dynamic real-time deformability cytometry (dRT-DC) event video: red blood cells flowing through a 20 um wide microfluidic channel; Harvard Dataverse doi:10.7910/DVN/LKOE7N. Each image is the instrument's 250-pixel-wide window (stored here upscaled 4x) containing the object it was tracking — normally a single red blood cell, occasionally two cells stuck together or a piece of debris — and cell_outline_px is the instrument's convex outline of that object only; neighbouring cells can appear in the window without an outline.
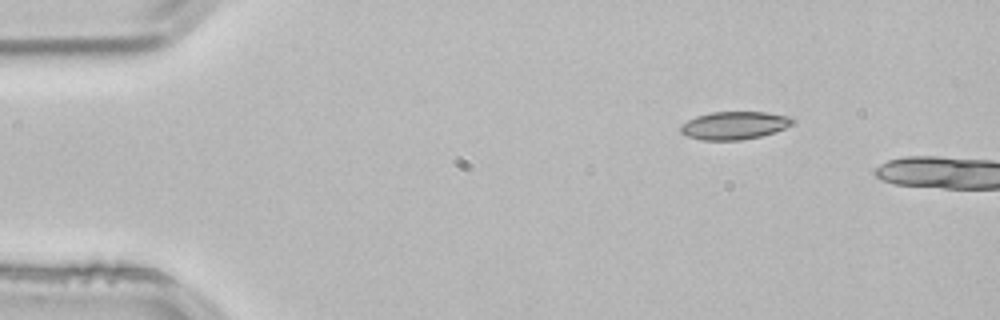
{"species": "common noctule bat (a hibernating species)", "species_latin": "Nyctalus noctula", "temperature_condition": "room temperature", "stored_images_in_passage": 4, "camera_frame_rate_fps": 3000, "um_per_image_px": 0.085, "animal": {"sex": "male", "body_mass_g": 21.5, "forearm_length_mm": 52.0}, "frame": {"image": 1, "passage_image": 1, "time_ms": 0.0, "image_size_px": [1000, 320], "cell_outline_px": [[796, 120], [792, 124], [784, 128], [760, 136], [740, 140], [700, 140], [688, 136], [680, 132], [680, 124], [696, 116], [712, 112], [764, 112], [788, 116]], "centroid_in_image_um": [62.38, 10.66], "position_along_channel_um": 22.6, "area_um2": 18.09}}